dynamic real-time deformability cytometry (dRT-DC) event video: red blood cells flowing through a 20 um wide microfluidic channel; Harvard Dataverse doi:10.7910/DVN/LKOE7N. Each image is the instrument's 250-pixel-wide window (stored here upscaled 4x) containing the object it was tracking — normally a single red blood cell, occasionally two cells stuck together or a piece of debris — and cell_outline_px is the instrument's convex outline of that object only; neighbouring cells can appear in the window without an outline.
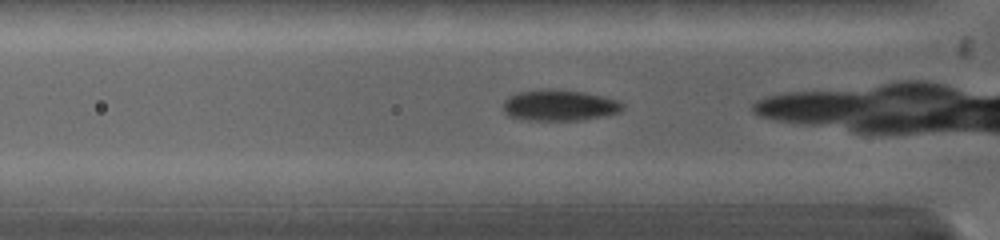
{"species": "common noctule bat (a hibernating species)", "species_latin": "Nyctalus noctula", "temperature_condition": "warm", "stored_images_in_passage": 10, "camera_frame_rate_fps": 5000, "um_per_image_px": 0.085, "animal": {"sex": "female", "body_mass_g": 19.0, "forearm_length_mm": 53.3}, "frame": {"image": 1, "passage_image": 5, "time_ms": 1.6, "image_size_px": [1000, 240], "cell_outline_px": [[624, 108], [620, 112], [584, 120], [520, 120], [508, 116], [504, 112], [504, 100], [508, 96], [516, 92], [540, 88], [548, 88], [584, 92], [616, 100], [624, 104]], "centroid_in_image_um": [47.49, 8.95], "position_along_channel_um": 78.3, "area_um2": 21.91}}
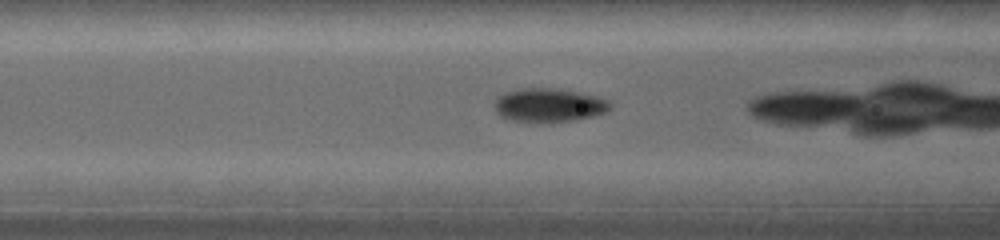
{"frame": {"image": 2, "passage_image": 8, "time_ms": 2.6, "image_size_px": [1000, 240], "cell_outline_px": [[612, 104], [604, 112], [592, 116], [576, 120], [512, 120], [500, 116], [496, 112], [496, 100], [504, 92], [516, 88], [552, 88], [576, 92], [596, 96], [608, 100]], "centroid_in_image_um": [46.64, 8.9], "position_along_channel_um": 120.0, "area_um2": 21.91}}